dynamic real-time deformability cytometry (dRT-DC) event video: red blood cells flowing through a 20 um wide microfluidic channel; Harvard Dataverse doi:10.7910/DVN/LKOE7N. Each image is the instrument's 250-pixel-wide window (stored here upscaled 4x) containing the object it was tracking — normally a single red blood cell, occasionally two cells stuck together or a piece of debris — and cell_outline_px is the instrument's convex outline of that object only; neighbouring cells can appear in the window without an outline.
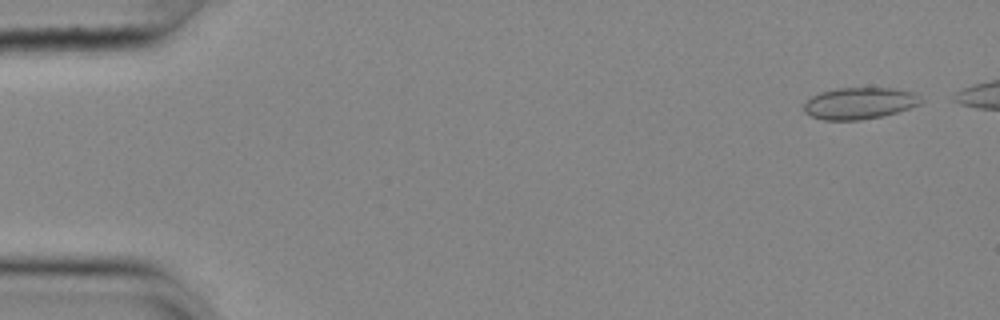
{"species": "common noctule bat (a hibernating species)", "species_latin": "Nyctalus noctula", "temperature_condition": "cold", "stored_images_in_passage": 19, "camera_frame_rate_fps": 3000, "um_per_image_px": 0.085, "animal": {"sex": "female", "body_mass_g": 25.1}, "frame": {"image": 1, "passage_image": 3, "time_ms": 0.667, "image_size_px": [1000, 320], "cell_outline_px": [[924, 100], [920, 104], [896, 112], [880, 116], [860, 120], [824, 120], [812, 116], [804, 112], [804, 104], [812, 96], [820, 92], [836, 88], [892, 88], [912, 92], [920, 96]], "centroid_in_image_um": [73.05, 8.77], "position_along_channel_um": 12.0, "area_um2": 21.44}}
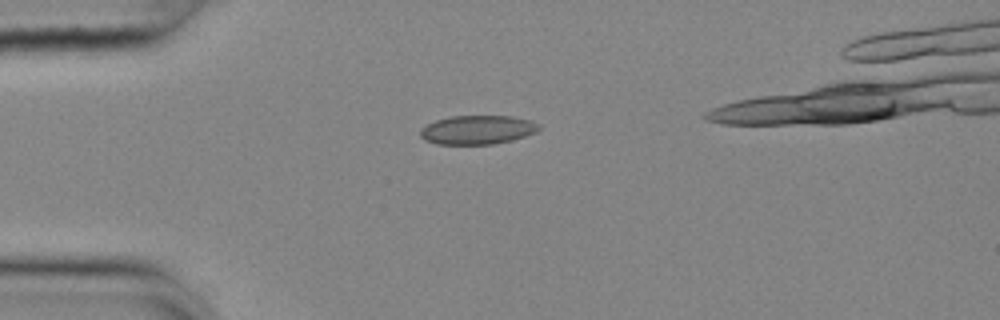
{"frame": {"image": 2, "passage_image": 14, "time_ms": 4.333, "image_size_px": [1000, 320], "cell_outline_px": [[540, 128], [536, 132], [512, 140], [492, 144], [436, 144], [424, 140], [420, 136], [420, 128], [436, 120], [452, 116], [512, 116], [532, 120], [540, 124]], "centroid_in_image_um": [40.59, 11.03], "position_along_channel_um": 44.4, "area_um2": 20.06}}